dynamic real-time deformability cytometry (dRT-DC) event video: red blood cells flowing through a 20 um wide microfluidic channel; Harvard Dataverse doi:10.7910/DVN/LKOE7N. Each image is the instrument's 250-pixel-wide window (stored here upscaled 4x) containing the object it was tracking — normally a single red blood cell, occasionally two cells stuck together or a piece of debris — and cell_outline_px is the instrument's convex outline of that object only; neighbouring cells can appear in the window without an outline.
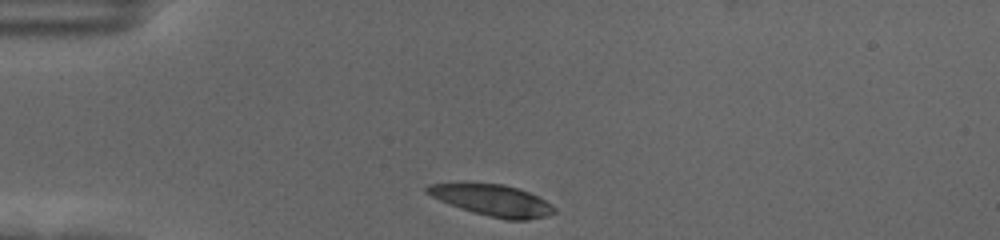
{"species": "human", "species_latin": "Homo sapiens", "temperature_condition": "cold", "stored_images_in_passage": 35, "camera_frame_rate_fps": 3000, "um_per_image_px": 0.085, "donor": {"sex": "female"}, "frame": {"image": 1, "passage_image": 1, "time_ms": 0.0, "image_size_px": [1000, 240], "cell_outline_px": [[556, 212], [548, 216], [528, 220], [504, 220], [472, 212], [448, 204], [424, 192], [424, 188], [428, 184], [460, 180], [504, 184], [528, 192], [552, 204], [556, 208]], "centroid_in_image_um": [41.77, 16.98], "position_along_channel_um": 43.2, "area_um2": 24.16}}
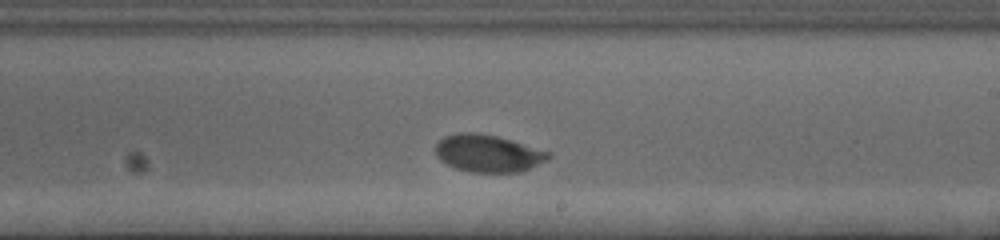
{"frame": {"image": 2, "passage_image": 21, "time_ms": 6.667, "image_size_px": [1000, 240], "cell_outline_px": [[552, 156], [548, 160], [520, 172], [468, 172], [456, 168], [440, 160], [436, 156], [436, 144], [444, 136], [460, 132], [476, 132], [496, 136], [512, 140], [552, 152]], "centroid_in_image_um": [41.51, 13.03], "position_along_channel_um": 247.5, "area_um2": 24.68}}
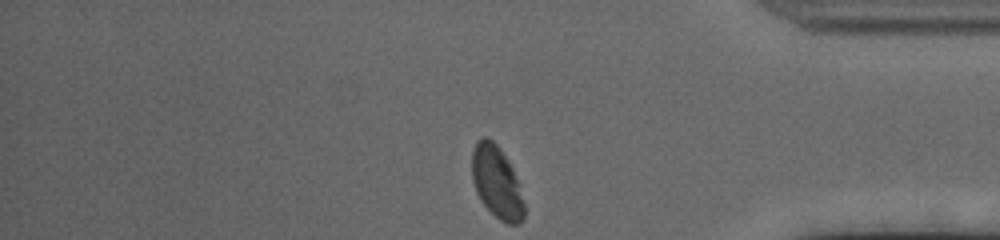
{"frame": {"image": 3, "passage_image": 35, "time_ms": 11.333, "image_size_px": [1000, 240], "cell_outline_px": [[524, 220], [520, 224], [508, 224], [500, 220], [480, 200], [476, 192], [472, 180], [472, 152], [476, 140], [484, 136], [492, 140], [500, 148], [508, 160], [520, 184], [524, 204]], "centroid_in_image_um": [42.23, 15.48], "position_along_channel_um": 393.0, "area_um2": 22.14}, "authors_computed_cell_mechanics": {"area_um2": 24.2182, "velocity_mm_per_s": 3.521, "shape_relaxation_time_tau1_ms": 3.1772, "shape_relaxation_time_tau2_ms": null, "deformation_change_tau1": 0.1837, "deformation_change_tau2": null}}